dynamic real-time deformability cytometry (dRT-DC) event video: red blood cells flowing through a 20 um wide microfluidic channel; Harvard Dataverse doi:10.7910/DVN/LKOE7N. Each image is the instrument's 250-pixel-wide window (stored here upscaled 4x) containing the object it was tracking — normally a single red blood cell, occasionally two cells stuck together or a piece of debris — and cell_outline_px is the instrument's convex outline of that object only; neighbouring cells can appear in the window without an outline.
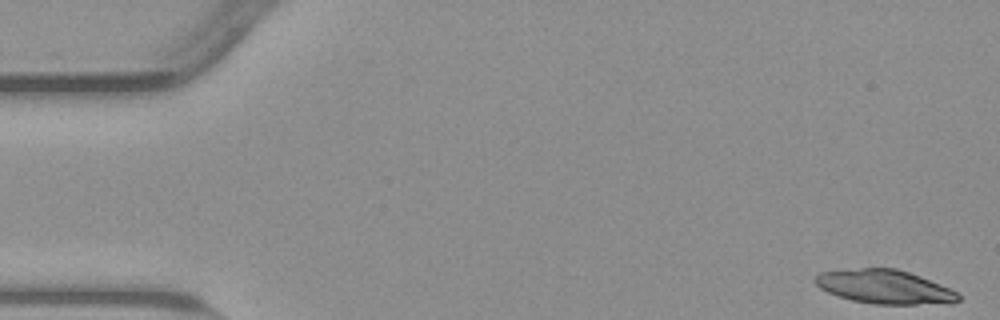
{"species": "common noctule bat (a hibernating species)", "species_latin": "Nyctalus noctula", "temperature_condition": "warm", "stored_images_in_passage": 53, "camera_frame_rate_fps": 3000, "um_per_image_px": 0.085, "animal": {"sex": "male", "body_mass_g": 23.1, "forearm_length_mm": 52.7}, "frame": {"image": 1, "passage_image": 1, "time_ms": 0.0, "image_size_px": [1000, 320], "cell_outline_px": [[960, 300], [916, 304], [876, 304], [852, 300], [836, 296], [820, 288], [812, 280], [820, 272], [860, 268], [896, 268], [920, 276], [940, 284], [956, 292], [960, 296]], "centroid_in_image_um": [75.1, 24.36], "position_along_channel_um": 9.9, "area_um2": 27.74}}
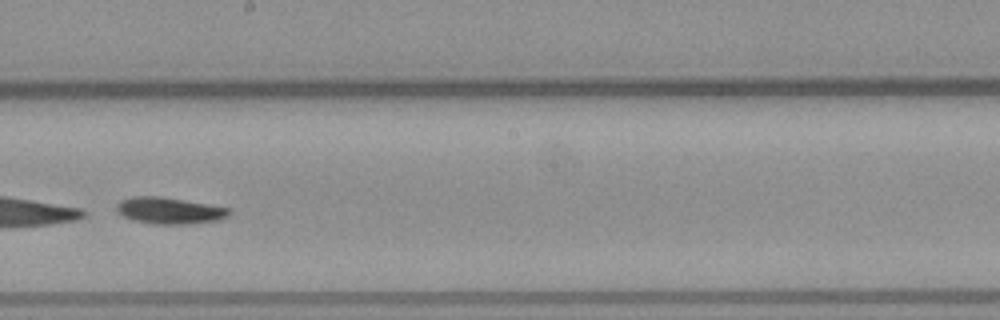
{"frame": {"image": 2, "passage_image": 30, "time_ms": 9.667, "image_size_px": [1000, 320], "cell_outline_px": [[232, 212], [228, 216], [216, 220], [196, 224], [156, 224], [132, 220], [116, 212], [116, 204], [120, 200], [132, 196], [160, 196], [208, 204], [228, 208]], "centroid_in_image_um": [14.37, 17.9], "position_along_channel_um": 233.8, "area_um2": 17.51}, "authors_computed_cell_mechanics": {"area_um2": 28.322, "velocity_mm_per_s": 3.7999, "shape_relaxation_time_tau1_ms": 2.7205, "shape_relaxation_time_tau2_ms": null, "deformation_change_tau1": 0.1237, "deformation_change_tau2": null}}